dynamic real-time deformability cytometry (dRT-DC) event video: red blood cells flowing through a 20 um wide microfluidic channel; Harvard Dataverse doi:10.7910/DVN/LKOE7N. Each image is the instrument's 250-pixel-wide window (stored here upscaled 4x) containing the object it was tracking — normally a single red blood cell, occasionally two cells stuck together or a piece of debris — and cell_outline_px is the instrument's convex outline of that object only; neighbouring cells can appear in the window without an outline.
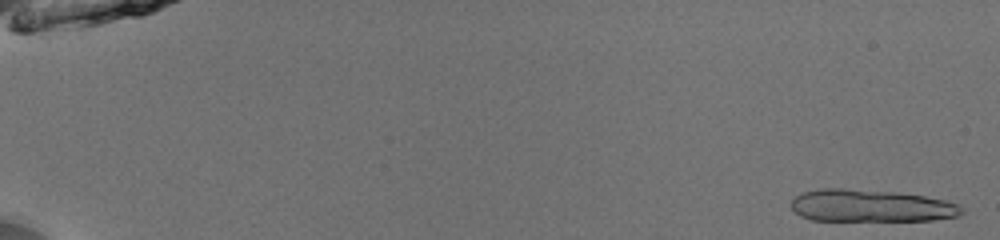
{"species": "common noctule bat (a hibernating species)", "species_latin": "Nyctalus noctula", "temperature_condition": "room temperature", "stored_images_in_passage": 15, "camera_frame_rate_fps": 3000, "um_per_image_px": 0.085, "animal": {"sex": "male", "body_mass_g": 13.0, "forearm_length_mm": 53.1}, "frame": {"image": 1, "passage_image": 2, "time_ms": 0.333, "image_size_px": [1000, 240], "cell_outline_px": [[964, 212], [956, 216], [932, 220], [812, 220], [800, 216], [788, 204], [796, 196], [804, 192], [820, 188], [840, 188], [896, 192], [924, 196], [944, 200], [956, 204], [964, 208]], "centroid_in_image_um": [73.99, 17.49], "position_along_channel_um": 11.0, "area_um2": 31.96}}